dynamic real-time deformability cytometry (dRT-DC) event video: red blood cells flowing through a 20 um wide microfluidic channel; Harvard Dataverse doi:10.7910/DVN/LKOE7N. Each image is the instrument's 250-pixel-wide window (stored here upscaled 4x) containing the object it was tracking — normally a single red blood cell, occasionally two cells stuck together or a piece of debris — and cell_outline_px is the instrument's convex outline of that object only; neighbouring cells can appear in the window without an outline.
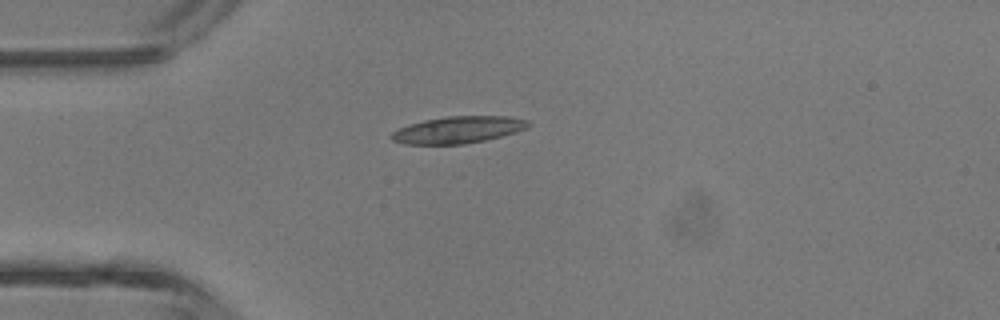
{"species": "common noctule bat (a hibernating species)", "species_latin": "Nyctalus noctula", "temperature_condition": "room temperature", "stored_images_in_passage": 5, "camera_frame_rate_fps": 3000, "um_per_image_px": 0.085, "animal": {"sex": "male", "body_mass_g": 13.3}, "frame": {"image": 1, "passage_image": 5, "time_ms": 4.667, "image_size_px": [1000, 320], "cell_outline_px": [[532, 124], [528, 128], [516, 132], [484, 140], [464, 144], [404, 144], [392, 140], [388, 136], [392, 132], [408, 124], [424, 120], [448, 116], [508, 116], [528, 120]], "centroid_in_image_um": [38.94, 11.03], "position_along_channel_um": 46.1, "area_um2": 21.5}}